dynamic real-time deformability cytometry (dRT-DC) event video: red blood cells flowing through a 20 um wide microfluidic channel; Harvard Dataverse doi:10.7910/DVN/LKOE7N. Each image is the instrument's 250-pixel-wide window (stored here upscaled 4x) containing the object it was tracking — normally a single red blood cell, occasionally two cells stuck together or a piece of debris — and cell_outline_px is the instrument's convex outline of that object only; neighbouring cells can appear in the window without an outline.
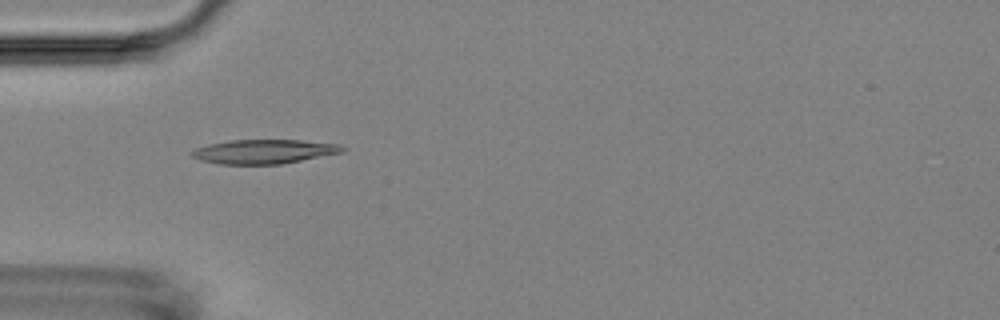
{"species": "Egyptian fruit bat (a non-hibernating species)", "species_latin": "Rousettus aegyptiacus", "temperature_condition": "room temperature", "stored_images_in_passage": 5, "camera_frame_rate_fps": 3000, "um_per_image_px": 0.085, "animal": {"sex": "female"}, "frame": {"image": 1, "passage_image": 4, "time_ms": 3.667, "image_size_px": [1000, 320], "cell_outline_px": [[348, 148], [344, 152], [280, 164], [220, 164], [200, 160], [192, 156], [188, 152], [196, 148], [208, 144], [228, 140], [300, 140], [340, 144]], "centroid_in_image_um": [22.44, 12.87], "position_along_channel_um": 62.6, "area_um2": 21.33}}
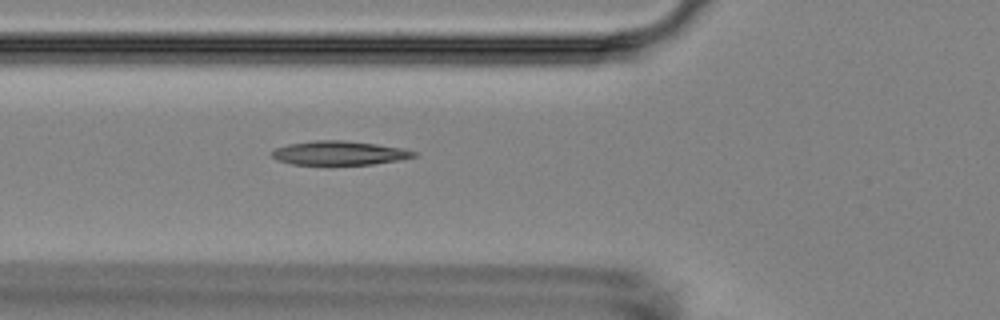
{"frame": {"image": 2, "passage_image": 5, "time_ms": 4.667, "image_size_px": [1000, 320], "cell_outline_px": [[416, 156], [400, 160], [372, 164], [292, 164], [276, 160], [272, 156], [272, 152], [276, 148], [288, 144], [316, 140], [340, 140], [376, 144], [404, 148], [416, 152]], "centroid_in_image_um": [28.85, 13.0], "position_along_channel_um": 97.0, "area_um2": 19.65}}